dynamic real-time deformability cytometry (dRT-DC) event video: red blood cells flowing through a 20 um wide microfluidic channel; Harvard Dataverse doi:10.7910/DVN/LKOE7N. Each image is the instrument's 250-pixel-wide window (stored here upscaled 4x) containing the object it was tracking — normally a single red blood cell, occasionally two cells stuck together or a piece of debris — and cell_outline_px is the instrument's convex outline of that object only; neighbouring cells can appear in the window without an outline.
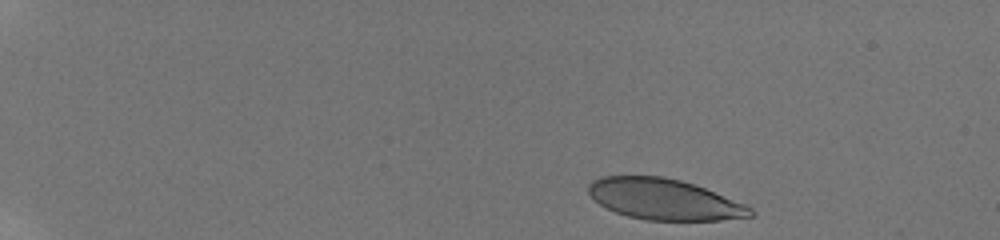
{"species": "human", "species_latin": "Homo sapiens", "temperature_condition": "room temperature", "stored_images_in_passage": 20, "camera_frame_rate_fps": 3000, "um_per_image_px": 0.085, "donor": {"sex": "male"}, "frame": {"image": 1, "passage_image": 2, "time_ms": 0.333, "image_size_px": [1000, 240], "cell_outline_px": [[756, 212], [752, 216], [720, 220], [648, 220], [628, 216], [616, 212], [600, 204], [588, 192], [588, 184], [592, 180], [604, 176], [664, 176], [696, 184], [744, 204], [752, 208]], "centroid_in_image_um": [56.47, 16.93], "position_along_channel_um": 28.5, "area_um2": 38.44}}
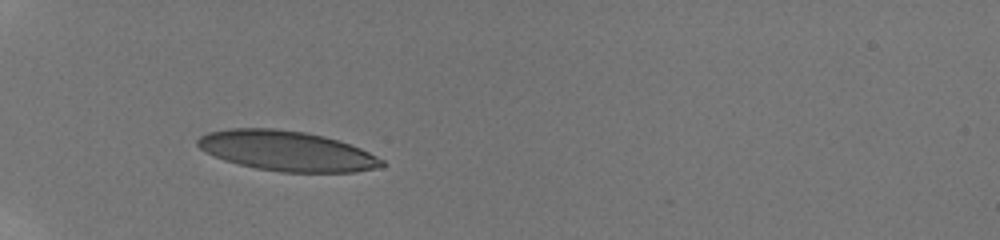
{"frame": {"image": 2, "passage_image": 19, "time_ms": 4.0, "image_size_px": [1000, 240], "cell_outline_px": [[384, 168], [356, 172], [280, 172], [256, 168], [224, 160], [200, 148], [196, 144], [196, 140], [200, 136], [208, 132], [228, 128], [276, 128], [304, 132], [324, 136], [340, 140], [360, 148], [384, 160]], "centroid_in_image_um": [24.41, 12.83], "position_along_channel_um": 60.6, "area_um2": 43.12}}